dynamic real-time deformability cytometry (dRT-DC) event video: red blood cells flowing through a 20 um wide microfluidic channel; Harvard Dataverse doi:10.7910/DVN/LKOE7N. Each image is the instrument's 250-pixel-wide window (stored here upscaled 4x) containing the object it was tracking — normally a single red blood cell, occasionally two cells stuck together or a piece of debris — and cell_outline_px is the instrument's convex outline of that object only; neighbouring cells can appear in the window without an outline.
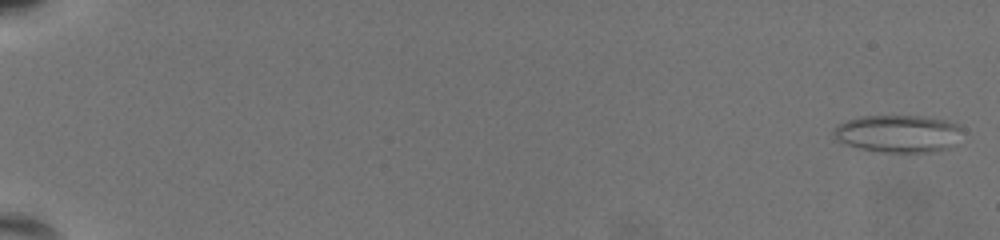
{"species": "common noctule bat (a hibernating species)", "species_latin": "Nyctalus noctula", "temperature_condition": "warm", "stored_images_in_passage": 60, "camera_frame_rate_fps": 3000, "um_per_image_px": 0.085, "animal": {"sex": "female", "body_mass_g": 19.5, "forearm_length_mm": 54.1}, "frame": {"image": 1, "passage_image": 2, "time_ms": 0.333, "image_size_px": [1000, 240], "cell_outline_px": [[960, 128], [952, 148], [932, 152], [884, 152], [860, 148], [848, 144], [832, 136], [832, 128], [836, 124], [848, 120], [864, 116], [920, 116], [948, 120], [960, 124]], "centroid_in_image_um": [76.33, 11.35], "position_along_channel_um": 8.7, "area_um2": 27.98}}
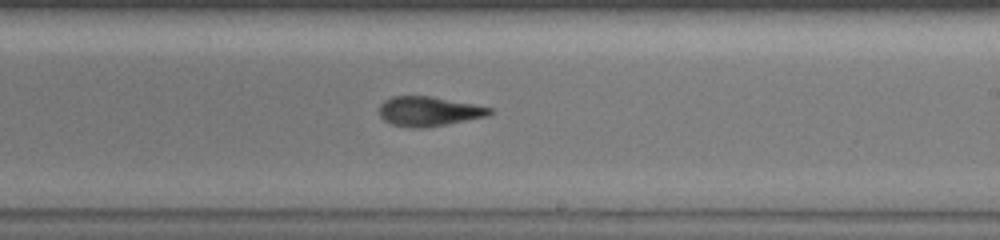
{"frame": {"image": 2, "passage_image": 39, "time_ms": 12.667, "image_size_px": [1000, 240], "cell_outline_px": [[492, 112], [488, 116], [424, 128], [412, 128], [392, 124], [384, 120], [380, 116], [380, 104], [384, 100], [392, 96], [428, 96], [472, 104], [492, 108]], "centroid_in_image_um": [36.41, 9.47], "position_along_channel_um": 252.6, "area_um2": 18.79}}
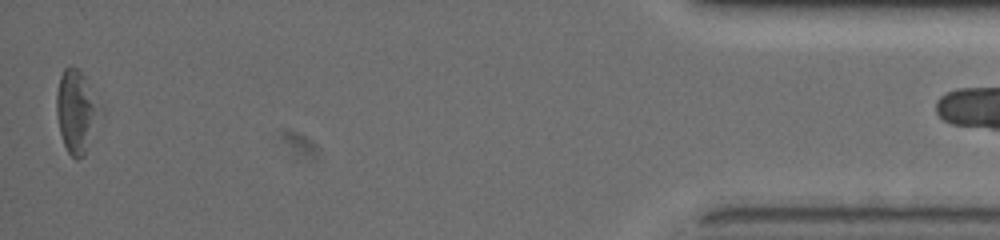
{"frame": {"image": 3, "passage_image": 59, "time_ms": 19.333, "image_size_px": [1000, 240], "cell_outline_px": [[104, 116], [84, 156], [76, 160], [68, 152], [64, 144], [60, 132], [56, 112], [56, 92], [60, 76], [64, 68], [76, 68], [84, 76], [104, 108]], "centroid_in_image_um": [6.57, 9.52], "position_along_channel_um": 428.6, "area_um2": 21.73}}